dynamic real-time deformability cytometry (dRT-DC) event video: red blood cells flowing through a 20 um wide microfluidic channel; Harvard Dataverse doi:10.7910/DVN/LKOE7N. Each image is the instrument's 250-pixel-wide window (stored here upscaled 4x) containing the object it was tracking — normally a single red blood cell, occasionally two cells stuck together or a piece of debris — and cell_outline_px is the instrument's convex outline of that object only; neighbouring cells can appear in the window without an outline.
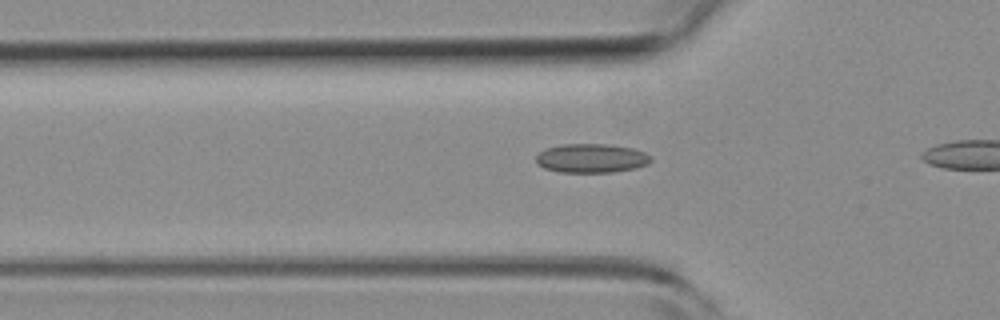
{"species": "common noctule bat (a hibernating species)", "species_latin": "Nyctalus noctula", "temperature_condition": "room temperature", "stored_images_in_passage": 24, "camera_frame_rate_fps": 3000, "um_per_image_px": 0.085, "animal": {"sex": "female", "body_mass_g": 19.3, "forearm_length_mm": 54.1}, "frame": {"image": 1, "passage_image": 9, "time_ms": 2.667, "image_size_px": [1000, 320], "cell_outline_px": [[652, 160], [648, 164], [636, 168], [612, 172], [560, 172], [544, 168], [536, 164], [536, 156], [544, 148], [560, 144], [608, 144], [632, 148], [644, 152], [652, 156]], "centroid_in_image_um": [50.26, 13.44], "position_along_channel_um": 75.5, "area_um2": 19.59}}
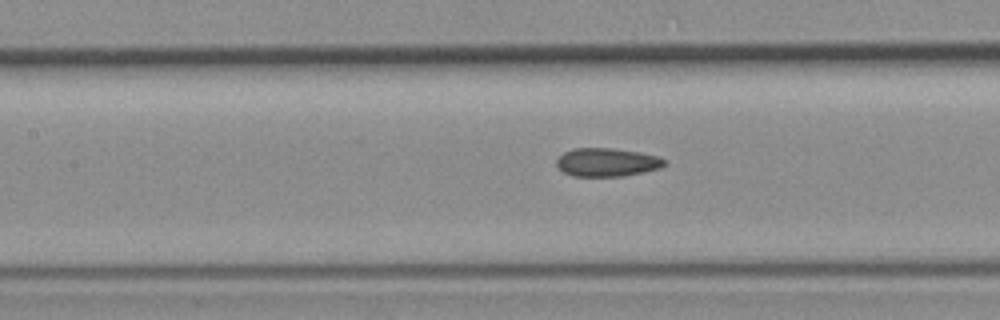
{"frame": {"image": 2, "passage_image": 15, "time_ms": 4.667, "image_size_px": [1000, 320], "cell_outline_px": [[668, 164], [660, 168], [644, 172], [624, 176], [572, 176], [564, 172], [556, 164], [556, 160], [564, 152], [572, 148], [612, 148], [640, 152], [656, 156], [664, 160]], "centroid_in_image_um": [51.59, 13.79], "position_along_channel_um": 155.8, "area_um2": 17.86}}
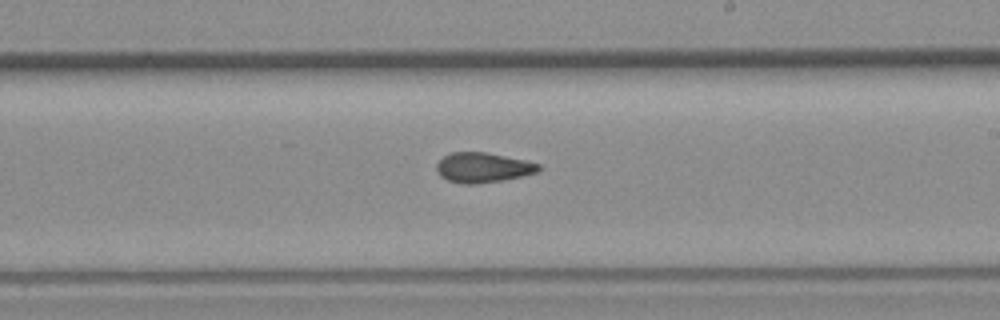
{"frame": {"image": 3, "passage_image": 22, "time_ms": 7.0, "image_size_px": [1000, 320], "cell_outline_px": [[540, 172], [504, 180], [476, 184], [464, 184], [448, 180], [440, 176], [436, 172], [436, 164], [444, 156], [452, 152], [484, 152], [524, 160], [540, 164]], "centroid_in_image_um": [41.04, 14.25], "position_along_channel_um": 248.0, "area_um2": 17.8}}